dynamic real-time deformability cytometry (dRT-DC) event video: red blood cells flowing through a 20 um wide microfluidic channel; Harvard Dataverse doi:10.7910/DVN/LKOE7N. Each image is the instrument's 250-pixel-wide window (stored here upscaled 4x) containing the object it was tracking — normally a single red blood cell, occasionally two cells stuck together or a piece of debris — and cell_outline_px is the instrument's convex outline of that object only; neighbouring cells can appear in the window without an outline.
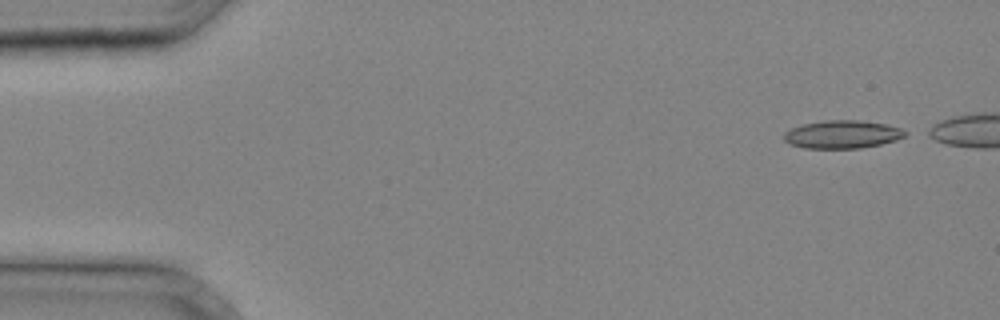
{"species": "common noctule bat (a hibernating species)", "species_latin": "Nyctalus noctula", "temperature_condition": "cold", "stored_images_in_passage": 30, "camera_frame_rate_fps": 3000, "um_per_image_px": 0.085, "animal": {"sex": "male", "body_mass_g": 20.4}, "frame": {"image": 1, "passage_image": 1, "time_ms": 0.0, "image_size_px": [1000, 320], "cell_outline_px": [[908, 136], [896, 140], [880, 144], [860, 148], [804, 148], [788, 144], [784, 140], [784, 132], [792, 128], [804, 124], [828, 120], [860, 120], [888, 124], [900, 128], [908, 132]], "centroid_in_image_um": [71.63, 11.42], "position_along_channel_um": 13.4, "area_um2": 19.88}}
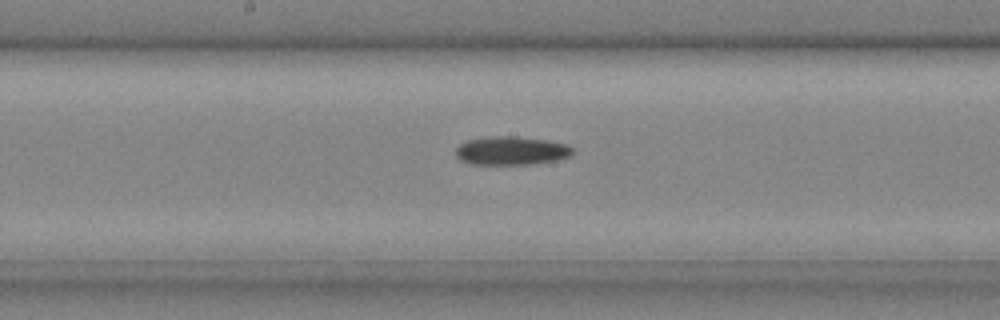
{"frame": {"image": 2, "passage_image": 18, "time_ms": 5.667, "image_size_px": [1000, 320], "cell_outline_px": [[572, 152], [568, 156], [556, 160], [528, 164], [472, 164], [460, 160], [456, 156], [456, 148], [460, 144], [468, 140], [500, 136], [516, 136], [544, 140], [564, 144], [572, 148]], "centroid_in_image_um": [43.41, 12.81], "position_along_channel_um": 204.8, "area_um2": 18.96}}
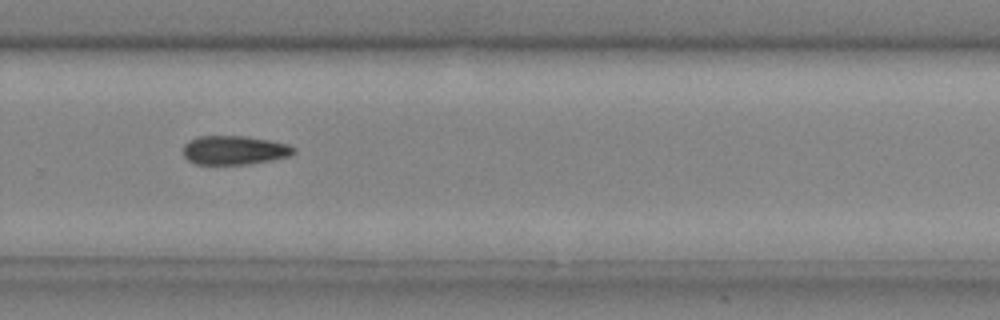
{"frame": {"image": 3, "passage_image": 24, "time_ms": 7.667, "image_size_px": [1000, 320], "cell_outline_px": [[296, 152], [288, 156], [272, 160], [244, 164], [196, 164], [188, 160], [184, 156], [184, 144], [188, 140], [196, 136], [244, 136], [268, 140], [288, 144], [296, 148]], "centroid_in_image_um": [19.9, 12.76], "position_along_channel_um": 309.9, "area_um2": 18.61}}